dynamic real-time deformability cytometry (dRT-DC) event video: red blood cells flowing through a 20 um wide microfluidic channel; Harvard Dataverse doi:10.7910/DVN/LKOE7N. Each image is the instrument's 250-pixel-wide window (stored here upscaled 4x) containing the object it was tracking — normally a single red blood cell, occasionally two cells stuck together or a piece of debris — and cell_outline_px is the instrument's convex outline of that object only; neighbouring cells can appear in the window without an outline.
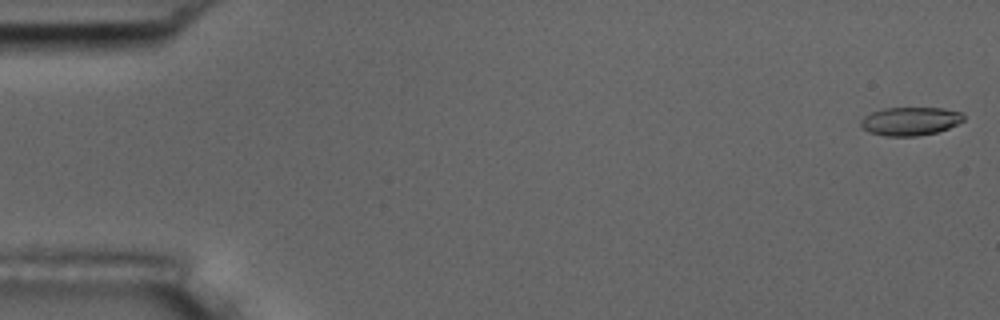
{"species": "common noctule bat (a hibernating species)", "species_latin": "Nyctalus noctula", "temperature_condition": "room temperature", "stored_images_in_passage": 15, "camera_frame_rate_fps": 3000, "um_per_image_px": 0.085, "animal": {"sex": "male", "body_mass_g": 17.5, "forearm_length_mm": 52.3}, "frame": {"image": 1, "passage_image": 1, "time_ms": 0.0, "image_size_px": [1000, 320], "cell_outline_px": [[964, 120], [948, 128], [936, 132], [916, 136], [884, 136], [868, 132], [860, 124], [860, 120], [864, 116], [872, 112], [884, 108], [944, 108], [960, 112], [964, 116]], "centroid_in_image_um": [77.35, 10.3], "position_along_channel_um": 7.7, "area_um2": 16.94}}
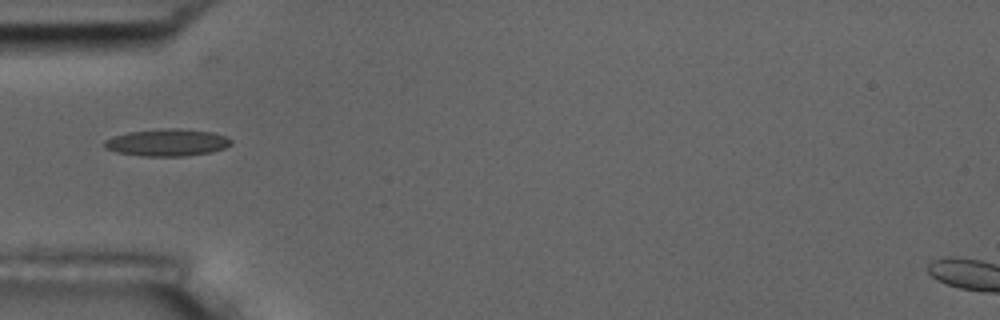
{"frame": {"image": 2, "passage_image": 5, "time_ms": 5.667, "image_size_px": [1000, 320], "cell_outline_px": [[232, 144], [224, 148], [212, 152], [184, 156], [140, 156], [116, 152], [104, 148], [104, 140], [112, 136], [128, 132], [160, 128], [180, 128], [212, 132], [228, 136], [232, 140]], "centroid_in_image_um": [14.21, 12.11], "position_along_channel_um": 70.8, "area_um2": 20.35}}
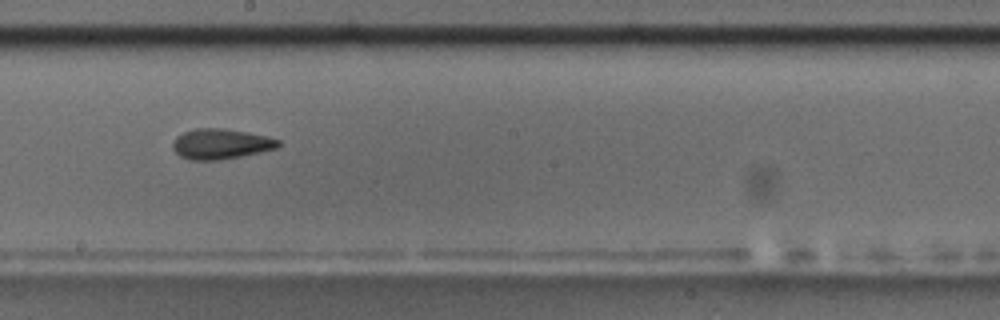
{"frame": {"image": 3, "passage_image": 9, "time_ms": 10.0, "image_size_px": [1000, 320], "cell_outline_px": [[280, 144], [276, 148], [260, 152], [220, 160], [188, 160], [180, 156], [172, 148], [172, 144], [176, 136], [184, 132], [196, 128], [224, 128], [264, 136], [280, 140]], "centroid_in_image_um": [18.72, 12.24], "position_along_channel_um": 229.5, "area_um2": 18.5}, "authors_computed_cell_mechanics": {"area_um2": 18.0914, "velocity_mm_per_s": 3.6572, "shape_relaxation_time_tau1_ms": 5.9538, "shape_relaxation_time_tau2_ms": null, "deformation_change_tau1": 0.1728, "deformation_change_tau2": null}}